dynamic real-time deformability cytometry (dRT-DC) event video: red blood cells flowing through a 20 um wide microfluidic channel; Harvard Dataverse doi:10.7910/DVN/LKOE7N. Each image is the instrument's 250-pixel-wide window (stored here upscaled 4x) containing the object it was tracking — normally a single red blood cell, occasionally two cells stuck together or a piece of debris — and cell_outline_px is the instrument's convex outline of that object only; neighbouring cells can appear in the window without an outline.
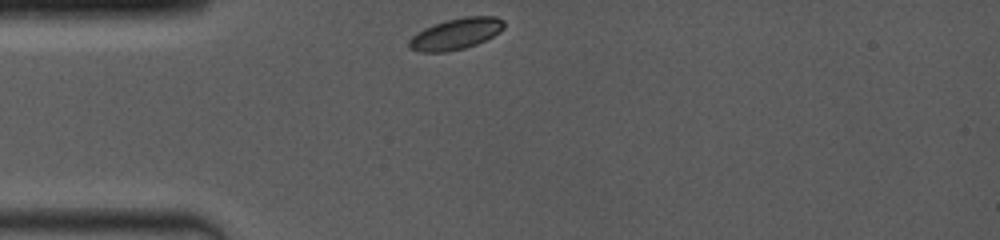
{"species": "common noctule bat (a hibernating species)", "species_latin": "Nyctalus noctula", "temperature_condition": "room temperature", "stored_images_in_passage": 41, "camera_frame_rate_fps": 4000, "um_per_image_px": 0.085, "animal": {"sex": "female", "body_mass_g": 19.0, "forearm_length_mm": 53.3}, "frame": {"image": 1, "passage_image": 1, "time_ms": 0.0, "image_size_px": [1000, 240], "cell_outline_px": [[504, 28], [500, 32], [476, 44], [464, 48], [448, 52], [420, 52], [408, 48], [408, 40], [412, 36], [424, 28], [448, 20], [464, 16], [496, 16], [504, 20]], "centroid_in_image_um": [38.74, 2.88], "position_along_channel_um": 46.3, "area_um2": 17.22}}
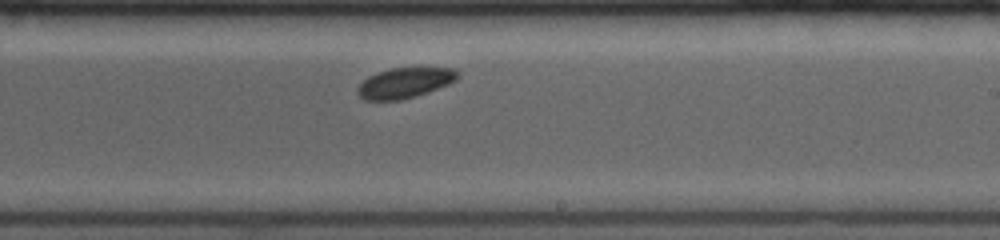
{"frame": {"image": 2, "passage_image": 24, "time_ms": 5.75, "image_size_px": [1000, 240], "cell_outline_px": [[460, 76], [456, 80], [448, 84], [428, 92], [416, 96], [400, 100], [364, 100], [356, 92], [356, 88], [368, 76], [376, 72], [392, 68], [452, 68], [460, 72]], "centroid_in_image_um": [34.4, 7.04], "position_along_channel_um": 254.6, "area_um2": 17.74}}
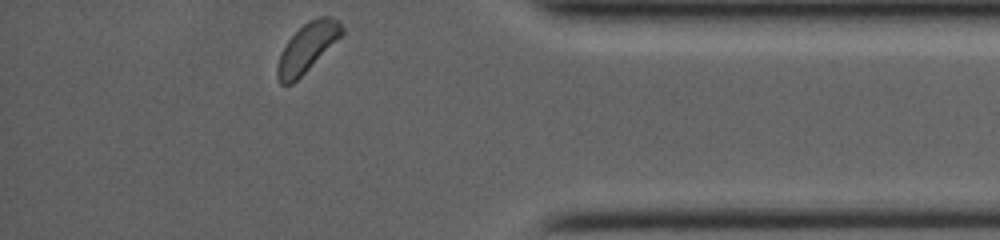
{"frame": {"image": 3, "passage_image": 41, "time_ms": 10.0, "image_size_px": [1000, 240], "cell_outline_px": [[344, 32], [292, 84], [280, 84], [276, 76], [276, 68], [280, 52], [288, 40], [308, 20], [320, 16], [328, 16], [336, 20], [344, 28]], "centroid_in_image_um": [26.06, 4.04], "position_along_channel_um": 409.1, "area_um2": 17.74}, "authors_computed_cell_mechanics": {"area_um2": 18.0336, "velocity_mm_per_s": 3.9286, "shape_relaxation_time_tau1_ms": null, "shape_relaxation_time_tau2_ms": 7.2927, "deformation_change_tau1": null, "deformation_change_tau2": 0.071}}